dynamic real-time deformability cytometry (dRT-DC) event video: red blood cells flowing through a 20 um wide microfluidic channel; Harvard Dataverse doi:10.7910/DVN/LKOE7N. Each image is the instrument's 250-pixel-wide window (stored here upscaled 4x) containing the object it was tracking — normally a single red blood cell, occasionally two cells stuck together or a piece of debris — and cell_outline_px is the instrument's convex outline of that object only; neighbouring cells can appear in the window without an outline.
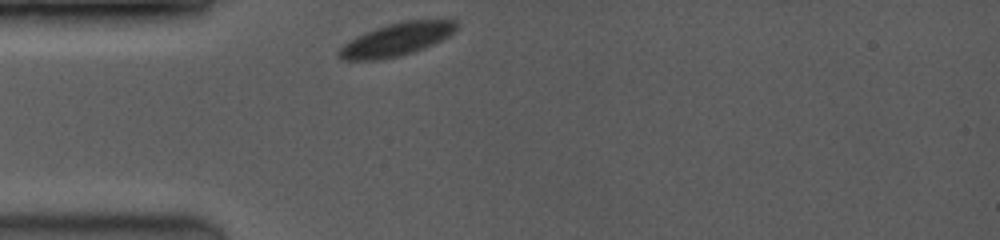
{"species": "common noctule bat (a hibernating species)", "species_latin": "Nyctalus noctula", "temperature_condition": "room temperature", "stored_images_in_passage": 36, "camera_frame_rate_fps": 3500, "um_per_image_px": 0.085, "animal": {"sex": "female", "body_mass_g": 19.0, "forearm_length_mm": 53.3}, "frame": {"image": 1, "passage_image": 1, "time_ms": 0.0, "image_size_px": [1000, 240], "cell_outline_px": [[456, 32], [424, 48], [412, 52], [396, 56], [376, 60], [340, 60], [336, 56], [336, 52], [348, 40], [356, 36], [376, 28], [388, 24], [404, 20], [456, 20]], "centroid_in_image_um": [33.65, 3.36], "position_along_channel_um": 51.4, "area_um2": 22.37}}
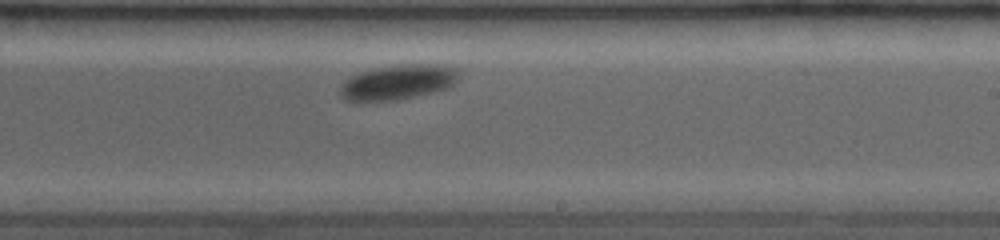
{"frame": {"image": 2, "passage_image": 21, "time_ms": 5.714, "image_size_px": [1000, 240], "cell_outline_px": [[460, 72], [456, 80], [448, 88], [436, 92], [392, 100], [348, 100], [340, 96], [340, 88], [352, 76], [360, 72], [380, 68], [408, 64], [436, 64], [456, 68]], "centroid_in_image_um": [33.9, 6.98], "position_along_channel_um": 255.1, "area_um2": 23.47}}
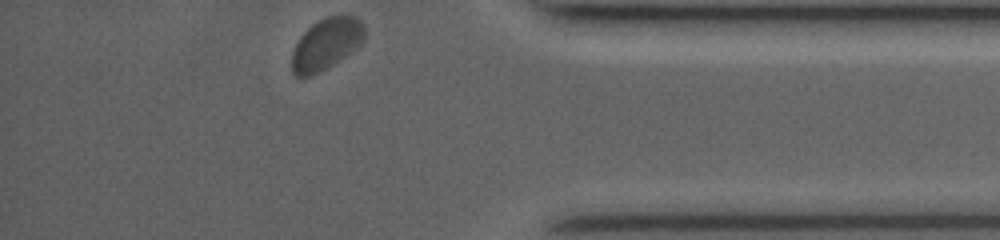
{"frame": {"image": 3, "passage_image": 36, "time_ms": 10.0, "image_size_px": [1000, 240], "cell_outline_px": [[364, 40], [356, 48], [344, 56], [312, 76], [296, 76], [292, 72], [292, 52], [300, 36], [312, 24], [328, 16], [356, 16], [360, 20], [364, 28]], "centroid_in_image_um": [27.72, 3.73], "position_along_channel_um": 407.5, "area_um2": 21.33}, "authors_computed_cell_mechanics": {"area_um2": 23.3801, "velocity_mm_per_s": 3.7672, "shape_relaxation_time_tau1_ms": 2.7852, "shape_relaxation_time_tau2_ms": null, "deformation_change_tau1": 0.0563, "deformation_change_tau2": null}}